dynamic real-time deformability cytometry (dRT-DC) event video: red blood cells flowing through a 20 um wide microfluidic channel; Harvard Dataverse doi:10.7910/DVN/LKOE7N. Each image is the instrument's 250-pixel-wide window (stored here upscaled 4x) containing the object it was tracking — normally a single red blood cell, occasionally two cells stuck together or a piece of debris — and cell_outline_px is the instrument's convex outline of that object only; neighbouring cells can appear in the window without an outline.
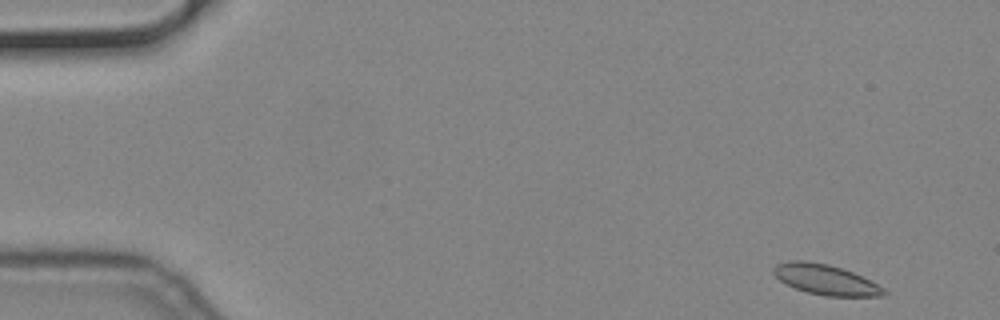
{"species": "common noctule bat (a hibernating species)", "species_latin": "Nyctalus noctula", "temperature_condition": "cold", "stored_images_in_passage": 8, "camera_frame_rate_fps": 3000, "um_per_image_px": 0.085, "animal": {"sex": "male", "body_mass_g": 19.2, "forearm_length_mm": 51.8}, "frame": {"image": 1, "passage_image": 2, "time_ms": 0.333, "image_size_px": [1000, 320], "cell_outline_px": [[888, 292], [884, 296], [824, 296], [808, 292], [796, 288], [780, 280], [772, 272], [772, 268], [776, 264], [792, 260], [804, 260], [828, 264], [852, 272], [884, 288]], "centroid_in_image_um": [70.16, 23.76], "position_along_channel_um": 14.8, "area_um2": 19.19}}